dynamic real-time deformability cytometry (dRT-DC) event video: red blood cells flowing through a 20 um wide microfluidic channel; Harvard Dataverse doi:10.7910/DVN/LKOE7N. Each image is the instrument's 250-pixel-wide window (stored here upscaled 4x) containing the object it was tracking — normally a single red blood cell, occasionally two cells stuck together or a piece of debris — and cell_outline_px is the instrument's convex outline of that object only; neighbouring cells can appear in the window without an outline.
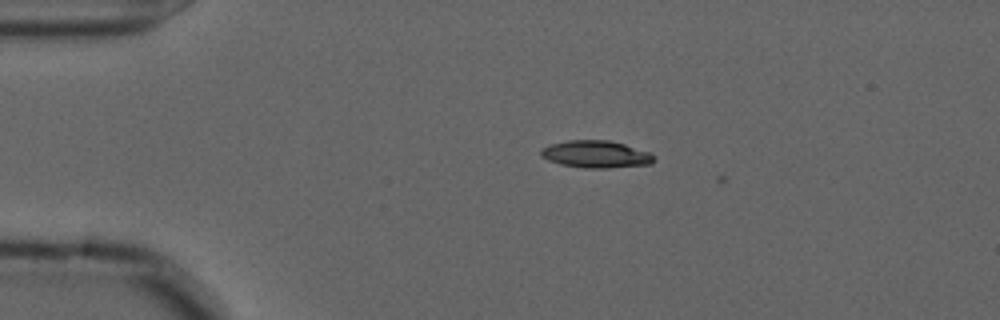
{"species": "common noctule bat (a hibernating species)", "species_latin": "Nyctalus noctula", "temperature_condition": "cold", "stored_images_in_passage": 2, "camera_frame_rate_fps": 3000, "um_per_image_px": 0.085, "animal": {"sex": "male", "forearm_length_mm": 52.5}, "frame": {"image": 1, "passage_image": 1, "time_ms": 0.0, "image_size_px": [1000, 320], "cell_outline_px": [[656, 160], [652, 164], [608, 168], [584, 168], [560, 164], [548, 160], [540, 156], [540, 152], [548, 144], [568, 140], [608, 140], [624, 144], [648, 152], [656, 156]], "centroid_in_image_um": [50.66, 13.11], "position_along_channel_um": 34.3, "area_um2": 18.03}}